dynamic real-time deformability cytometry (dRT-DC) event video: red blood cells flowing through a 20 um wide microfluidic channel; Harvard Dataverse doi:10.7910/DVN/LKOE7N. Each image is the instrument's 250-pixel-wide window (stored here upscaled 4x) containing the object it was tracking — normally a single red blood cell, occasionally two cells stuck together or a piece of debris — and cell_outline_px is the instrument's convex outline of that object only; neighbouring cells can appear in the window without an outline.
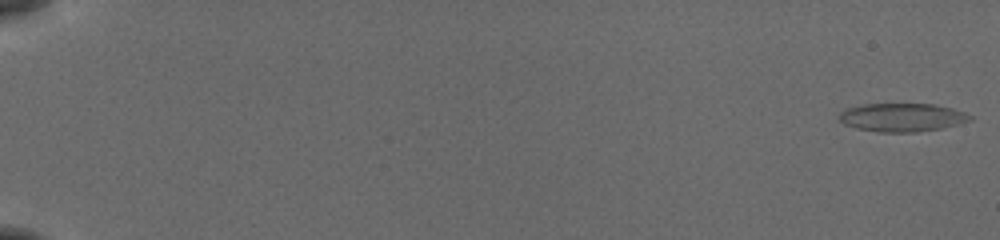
{"species": "common noctule bat (a hibernating species)", "species_latin": "Nyctalus noctula", "temperature_condition": "cold", "stored_images_in_passage": 56, "camera_frame_rate_fps": 3000, "um_per_image_px": 0.085, "animal": {"sex": "female", "body_mass_g": 19.5, "forearm_length_mm": 54.1}, "frame": {"image": 1, "passage_image": 1, "time_ms": 0.0, "image_size_px": [1000, 240], "cell_outline_px": [[972, 120], [940, 128], [916, 132], [880, 132], [856, 128], [844, 124], [840, 120], [840, 112], [848, 108], [864, 104], [932, 104], [952, 108], [964, 112], [972, 116]], "centroid_in_image_um": [76.67, 9.98], "position_along_channel_um": 8.3, "area_um2": 21.39}}
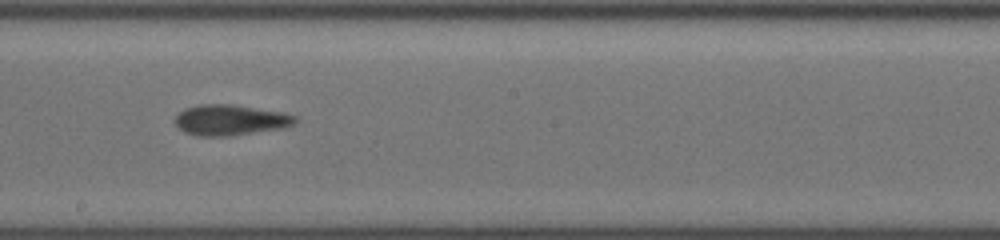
{"frame": {"image": 2, "passage_image": 34, "time_ms": 11.0, "image_size_px": [1000, 240], "cell_outline_px": [[296, 120], [292, 124], [280, 128], [232, 136], [196, 136], [184, 132], [176, 124], [176, 116], [184, 108], [200, 104], [232, 104], [280, 112], [296, 116]], "centroid_in_image_um": [19.52, 10.2], "position_along_channel_um": 228.7, "area_um2": 21.21}}
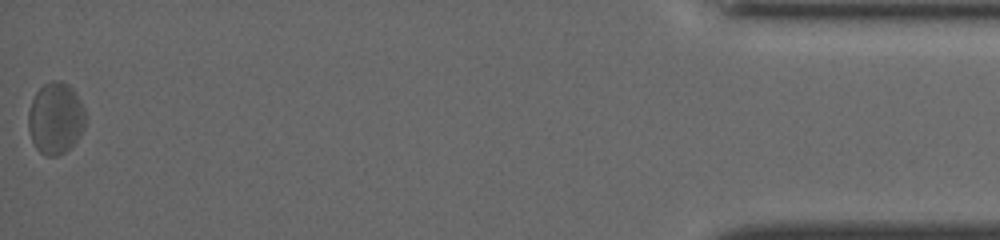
{"frame": {"image": 3, "passage_image": 56, "time_ms": 18.333, "image_size_px": [1000, 240], "cell_outline_px": [[84, 128], [76, 140], [64, 152], [56, 156], [48, 156], [40, 152], [36, 148], [32, 140], [28, 128], [28, 112], [32, 100], [36, 92], [44, 84], [52, 80], [60, 80], [68, 84], [72, 88], [84, 112]], "centroid_in_image_um": [4.68, 10.05], "position_along_channel_um": 430.5, "area_um2": 23.41}, "authors_computed_cell_mechanics": {"area_um2": 21.1548, "velocity_mm_per_s": 3.8247, "shape_relaxation_time_tau1_ms": 3.3343, "shape_relaxation_time_tau2_ms": 2.3656, "deformation_change_tau1": 0.0945, "deformation_change_tau2": 0.0827}}